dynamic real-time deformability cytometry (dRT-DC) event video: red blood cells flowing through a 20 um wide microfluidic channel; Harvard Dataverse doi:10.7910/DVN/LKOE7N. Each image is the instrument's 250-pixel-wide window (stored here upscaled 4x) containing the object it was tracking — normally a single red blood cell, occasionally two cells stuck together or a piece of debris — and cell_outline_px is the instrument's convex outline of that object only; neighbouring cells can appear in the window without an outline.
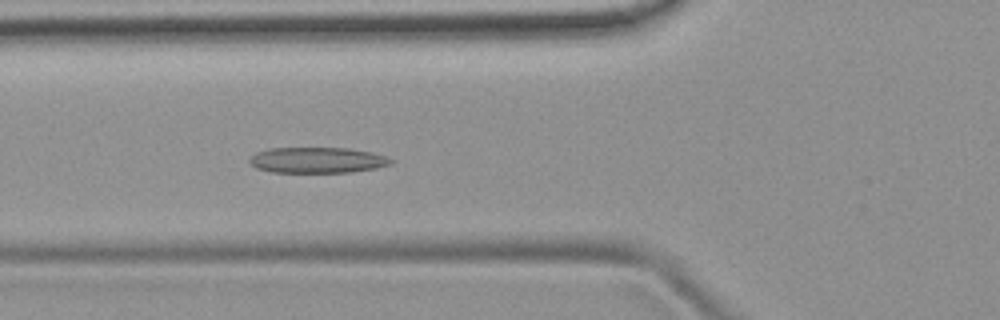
{"species": "common noctule bat (a hibernating species)", "species_latin": "Nyctalus noctula", "temperature_condition": "room temperature", "stored_images_in_passage": 51, "camera_frame_rate_fps": 3000, "um_per_image_px": 0.085, "animal": {"sex": "female", "body_mass_g": 19.9}, "frame": {"image": 1, "passage_image": 19, "time_ms": 6.0, "image_size_px": [1000, 320], "cell_outline_px": [[396, 160], [392, 164], [376, 168], [352, 172], [272, 172], [256, 168], [248, 160], [256, 152], [268, 148], [348, 148], [372, 152]], "centroid_in_image_um": [27.0, 13.61], "position_along_channel_um": 98.8, "area_um2": 21.27}}
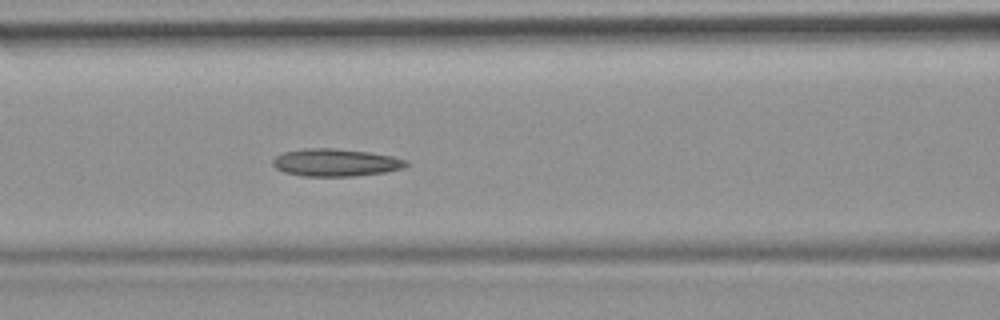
{"frame": {"image": 2, "passage_image": 22, "time_ms": 7.0, "image_size_px": [1000, 320], "cell_outline_px": [[408, 164], [404, 168], [384, 172], [352, 176], [300, 176], [284, 172], [276, 168], [272, 164], [272, 160], [276, 156], [284, 152], [308, 148], [332, 148], [368, 152], [392, 156], [408, 160]], "centroid_in_image_um": [28.52, 13.82], "position_along_channel_um": 138.1, "area_um2": 21.33}}
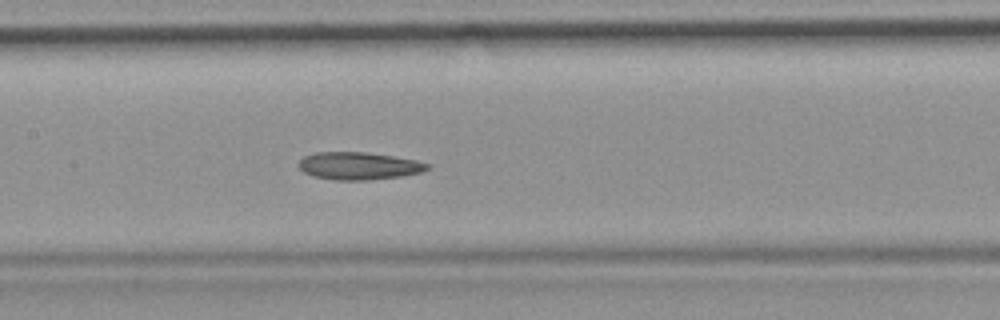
{"frame": {"image": 3, "passage_image": 25, "time_ms": 8.0, "image_size_px": [1000, 320], "cell_outline_px": [[428, 168], [424, 172], [400, 176], [368, 180], [336, 180], [312, 176], [304, 172], [300, 168], [300, 160], [304, 156], [316, 152], [364, 152], [392, 156], [416, 160], [428, 164]], "centroid_in_image_um": [30.49, 14.1], "position_along_channel_um": 176.9, "area_um2": 20.46}, "authors_computed_cell_mechanics": {"area_um2": 21.3282, "velocity_mm_per_s": 3.8856, "shape_relaxation_time_tau1_ms": null, "shape_relaxation_time_tau2_ms": 11.0925, "deformation_change_tau1": null, "deformation_change_tau2": 0.1799}}